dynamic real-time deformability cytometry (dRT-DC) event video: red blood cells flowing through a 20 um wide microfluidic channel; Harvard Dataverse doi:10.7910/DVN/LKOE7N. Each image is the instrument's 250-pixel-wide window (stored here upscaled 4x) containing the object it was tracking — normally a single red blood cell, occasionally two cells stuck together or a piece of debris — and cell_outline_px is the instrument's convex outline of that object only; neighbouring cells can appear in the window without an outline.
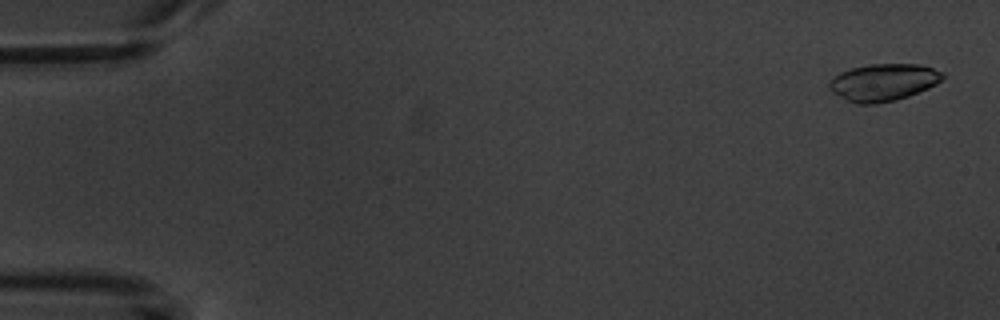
{"species": "common noctule bat (a hibernating species)", "species_latin": "Nyctalus noctula", "temperature_condition": "warm", "stored_images_in_passage": 8, "camera_frame_rate_fps": 3000, "um_per_image_px": 0.085, "animal": {"sex": "male", "body_mass_g": 20.1, "forearm_length_mm": 53.5}, "frame": {"image": 1, "passage_image": 1, "time_ms": 0.0, "image_size_px": [1000, 320], "cell_outline_px": [[944, 76], [936, 84], [928, 88], [908, 96], [896, 100], [876, 104], [856, 104], [832, 92], [828, 88], [828, 84], [840, 72], [852, 68], [868, 64], [920, 64], [944, 72]], "centroid_in_image_um": [75.09, 6.99], "position_along_channel_um": 9.9, "area_um2": 24.45}}
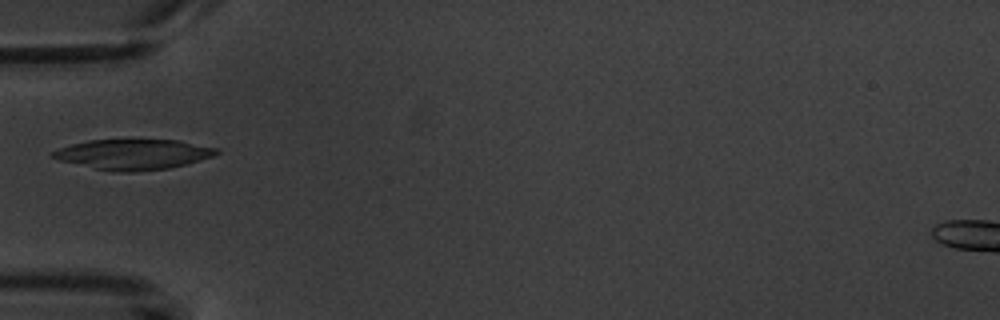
{"frame": {"image": 2, "passage_image": 6, "time_ms": 5.667, "image_size_px": [1000, 320], "cell_outline_px": [[220, 152], [212, 156], [200, 160], [168, 168], [132, 172], [112, 172], [60, 160], [48, 156], [52, 152], [60, 148], [72, 144], [88, 140], [180, 140], [220, 148]], "centroid_in_image_um": [11.35, 13.11], "position_along_channel_um": 73.6, "area_um2": 28.78}}
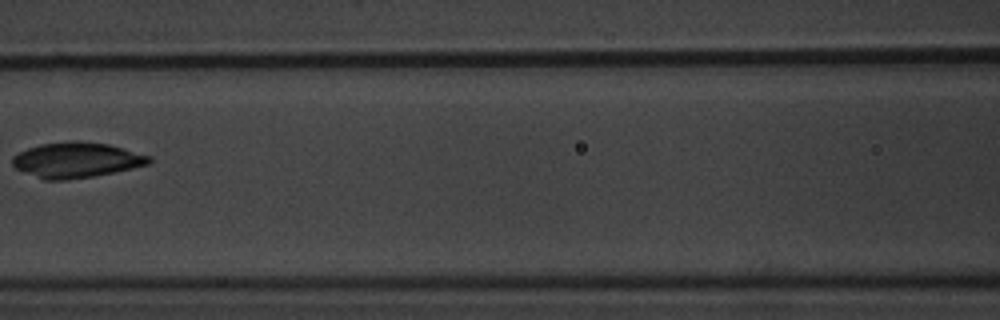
{"frame": {"image": 3, "passage_image": 8, "time_ms": 8.0, "image_size_px": [1000, 320], "cell_outline_px": [[152, 160], [148, 164], [132, 168], [92, 176], [68, 180], [44, 180], [16, 168], [12, 164], [12, 156], [28, 148], [40, 144], [72, 140], [76, 140], [108, 144], [124, 148], [152, 156]], "centroid_in_image_um": [6.5, 13.59], "position_along_channel_um": 160.1, "area_um2": 28.09}}